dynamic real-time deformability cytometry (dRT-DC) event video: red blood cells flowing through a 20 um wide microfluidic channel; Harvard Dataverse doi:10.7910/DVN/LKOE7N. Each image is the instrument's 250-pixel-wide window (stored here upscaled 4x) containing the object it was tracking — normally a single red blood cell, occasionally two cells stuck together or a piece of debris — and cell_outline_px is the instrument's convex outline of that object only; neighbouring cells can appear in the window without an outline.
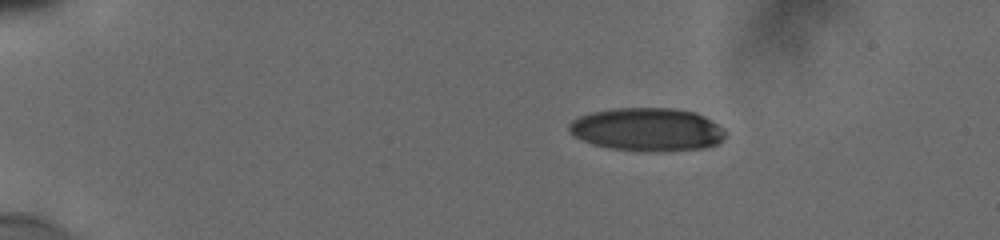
{"species": "human", "species_latin": "Homo sapiens", "temperature_condition": "cold", "stored_images_in_passage": 45, "camera_frame_rate_fps": 3000, "um_per_image_px": 0.085, "donor": {"sex": "male"}, "frame": {"image": 1, "passage_image": 1, "time_ms": 0.0, "image_size_px": [1000, 240], "cell_outline_px": [[724, 136], [716, 144], [704, 148], [608, 148], [592, 144], [568, 132], [568, 124], [572, 120], [580, 116], [592, 112], [612, 108], [672, 108], [696, 112], [712, 120], [724, 128]], "centroid_in_image_um": [54.98, 10.94], "position_along_channel_um": 30.0, "area_um2": 38.03}}
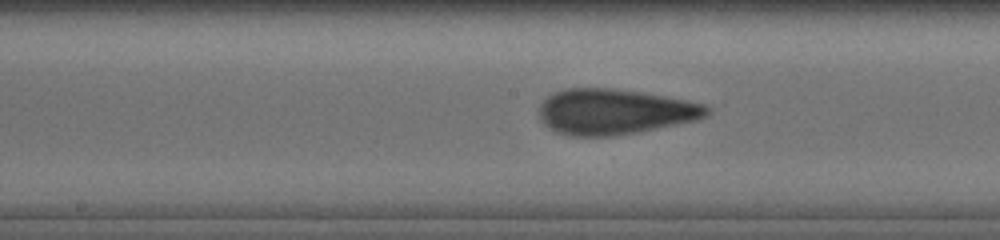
{"frame": {"image": 2, "passage_image": 21, "time_ms": 6.667, "image_size_px": [1000, 240], "cell_outline_px": [[712, 108], [708, 116], [696, 120], [640, 132], [612, 136], [568, 136], [556, 132], [548, 128], [540, 120], [540, 104], [548, 96], [556, 92], [568, 88], [612, 88], [640, 92], [688, 100], [704, 104]], "centroid_in_image_um": [52.26, 9.5], "position_along_channel_um": 195.9, "area_um2": 44.68}}
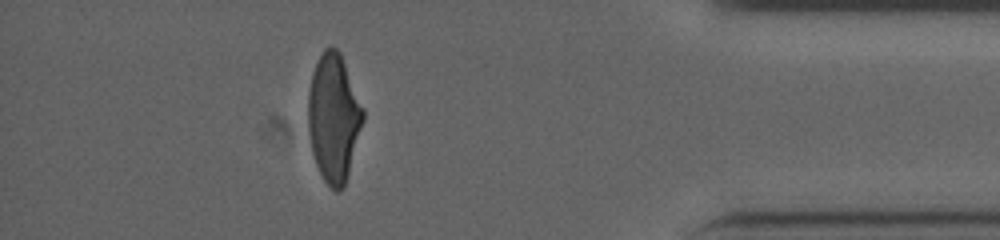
{"frame": {"image": 3, "passage_image": 40, "time_ms": 13.0, "image_size_px": [1000, 240], "cell_outline_px": [[364, 120], [348, 172], [344, 184], [336, 192], [324, 180], [316, 164], [312, 152], [308, 132], [308, 92], [312, 72], [324, 48], [332, 44], [340, 52], [364, 108]], "centroid_in_image_um": [28.35, 9.95], "position_along_channel_um": 406.8, "area_um2": 40.75}, "authors_computed_cell_mechanics": {"area_um2": 42.7142, "velocity_mm_per_s": 3.8734, "shape_relaxation_time_tau1_ms": 7.7082, "shape_relaxation_time_tau2_ms": 0.9867, "deformation_change_tau1": 0.2303, "deformation_change_tau2": 0.081}}